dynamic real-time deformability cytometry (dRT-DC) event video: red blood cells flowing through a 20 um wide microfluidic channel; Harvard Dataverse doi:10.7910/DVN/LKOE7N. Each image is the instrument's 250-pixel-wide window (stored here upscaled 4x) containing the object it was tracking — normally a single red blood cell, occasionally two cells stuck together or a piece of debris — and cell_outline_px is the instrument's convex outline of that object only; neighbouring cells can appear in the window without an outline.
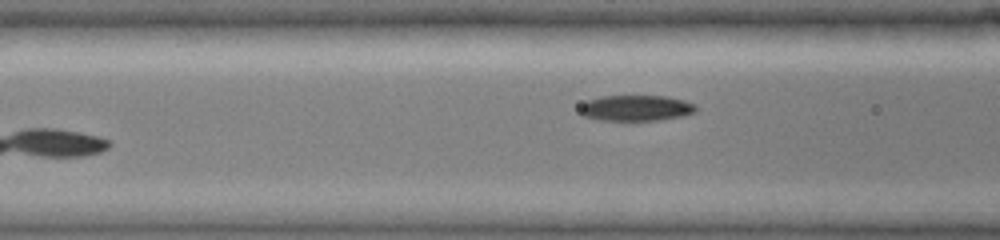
{"species": "common noctule bat (a hibernating species)", "species_latin": "Nyctalus noctula", "temperature_condition": "cold", "stored_images_in_passage": 12, "camera_frame_rate_fps": 3000, "um_per_image_px": 0.085, "animal": {"sex": "female", "body_mass_g": 19.0, "forearm_length_mm": 51.5}, "frame": {"image": 1, "passage_image": 12, "time_ms": 5.667, "image_size_px": [1000, 240], "cell_outline_px": [[696, 112], [684, 116], [660, 120], [600, 120], [584, 116], [580, 112], [580, 104], [588, 100], [600, 96], [668, 96], [684, 100], [696, 104]], "centroid_in_image_um": [54.09, 9.18], "position_along_channel_um": 112.5, "area_um2": 17.57}}